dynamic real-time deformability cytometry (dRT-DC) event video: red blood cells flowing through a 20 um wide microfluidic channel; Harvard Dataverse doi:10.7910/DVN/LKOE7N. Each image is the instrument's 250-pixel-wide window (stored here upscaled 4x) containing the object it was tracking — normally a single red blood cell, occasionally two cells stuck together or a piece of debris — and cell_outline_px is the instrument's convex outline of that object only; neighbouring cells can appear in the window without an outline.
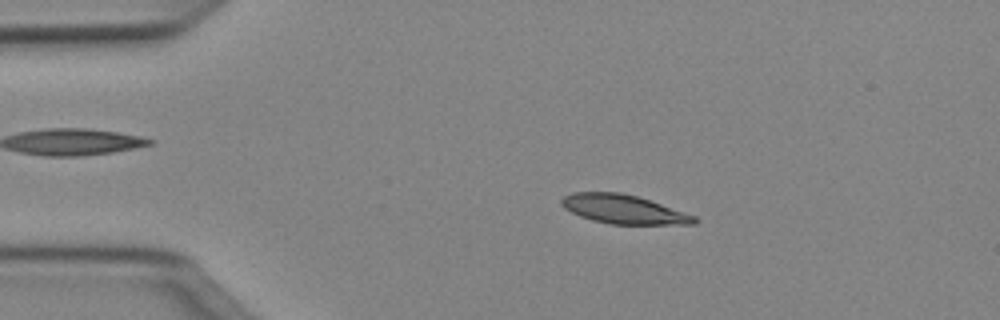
{"species": "Egyptian fruit bat (a non-hibernating species)", "species_latin": "Rousettus aegyptiacus", "temperature_condition": "cold", "stored_images_in_passage": 49, "camera_frame_rate_fps": 3000, "um_per_image_px": 0.085, "animal": {"sex": "female"}, "frame": {"image": 1, "passage_image": 9, "time_ms": 2.667, "image_size_px": [1000, 320], "cell_outline_px": [[700, 220], [696, 224], [608, 224], [592, 220], [580, 216], [564, 208], [560, 204], [560, 200], [564, 196], [572, 192], [620, 192], [636, 196], [696, 216]], "centroid_in_image_um": [52.98, 17.79], "position_along_channel_um": 32.0, "area_um2": 22.31}}
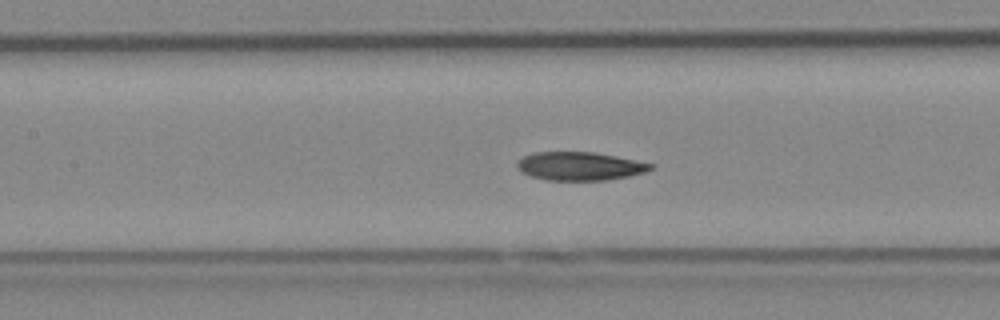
{"frame": {"image": 2, "passage_image": 22, "time_ms": 7.0, "image_size_px": [1000, 320], "cell_outline_px": [[656, 164], [652, 168], [644, 172], [628, 176], [608, 180], [544, 180], [528, 176], [520, 172], [516, 168], [516, 164], [524, 156], [536, 152], [596, 152]], "centroid_in_image_um": [49.26, 14.13], "position_along_channel_um": 158.1, "area_um2": 22.25}}
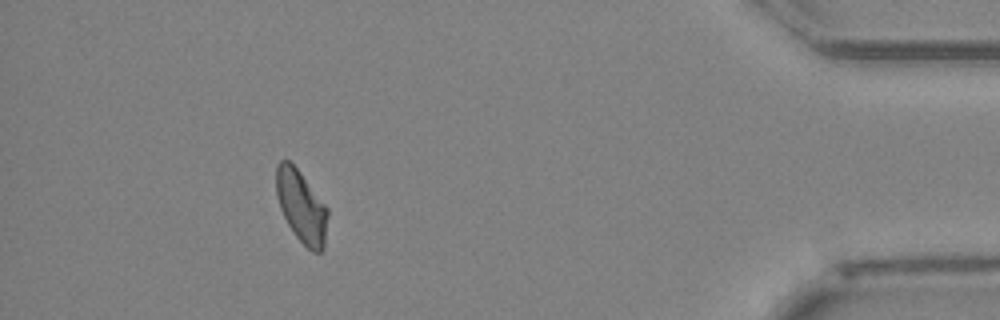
{"frame": {"image": 3, "passage_image": 45, "time_ms": 14.667, "image_size_px": [1000, 320], "cell_outline_px": [[328, 216], [324, 248], [320, 252], [312, 252], [296, 236], [288, 224], [280, 208], [276, 196], [276, 164], [280, 160], [288, 160], [300, 172], [328, 208]], "centroid_in_image_um": [25.61, 17.55], "position_along_channel_um": 409.6, "area_um2": 21.56}, "authors_computed_cell_mechanics": {"area_um2": 22.5998, "velocity_mm_per_s": 4.0069, "shape_relaxation_time_tau1_ms": 9.5665, "shape_relaxation_time_tau2_ms": 10.3834, "deformation_change_tau1": 0.1976, "deformation_change_tau2": 0.1652}}